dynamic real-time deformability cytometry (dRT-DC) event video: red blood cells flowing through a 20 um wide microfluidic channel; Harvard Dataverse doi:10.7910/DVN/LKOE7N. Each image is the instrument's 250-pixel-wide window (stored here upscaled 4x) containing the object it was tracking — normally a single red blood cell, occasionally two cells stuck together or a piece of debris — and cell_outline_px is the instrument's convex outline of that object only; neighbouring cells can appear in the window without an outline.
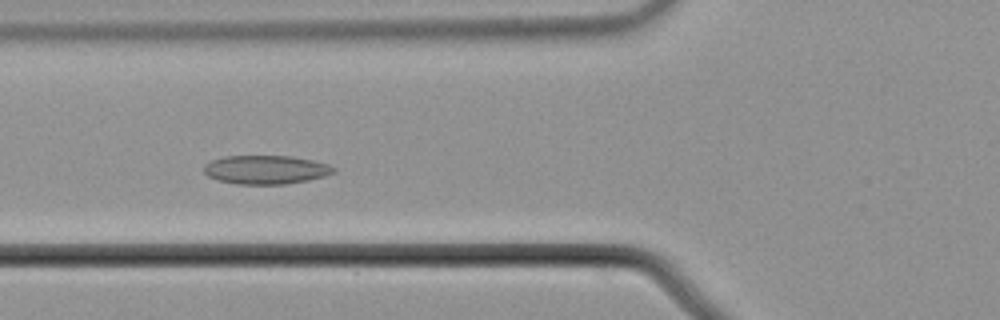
{"species": "common noctule bat (a hibernating species)", "species_latin": "Nyctalus noctula", "temperature_condition": "cold", "stored_images_in_passage": 6, "camera_frame_rate_fps": 3000, "um_per_image_px": 0.085, "animal": {"sex": "male", "body_mass_g": 21.5, "forearm_length_mm": 52.0}, "frame": {"image": 1, "passage_image": 6, "time_ms": 1.667, "image_size_px": [1000, 320], "cell_outline_px": [[336, 172], [324, 176], [308, 180], [284, 184], [236, 184], [220, 180], [208, 176], [204, 172], [204, 164], [212, 160], [224, 156], [292, 156], [312, 160], [328, 164], [336, 168]], "centroid_in_image_um": [22.61, 14.42], "position_along_channel_um": 103.2, "area_um2": 21.68}}